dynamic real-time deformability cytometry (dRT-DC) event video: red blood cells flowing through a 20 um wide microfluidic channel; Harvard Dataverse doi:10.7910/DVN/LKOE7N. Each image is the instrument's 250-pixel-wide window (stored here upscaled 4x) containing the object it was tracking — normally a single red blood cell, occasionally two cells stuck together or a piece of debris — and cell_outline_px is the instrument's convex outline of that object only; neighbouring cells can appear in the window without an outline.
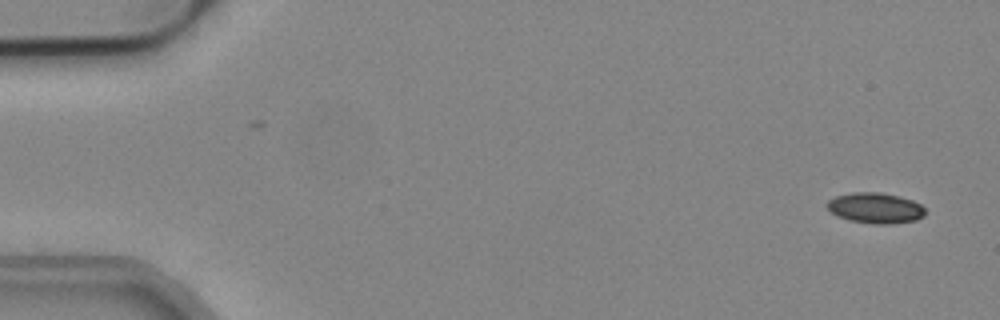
{"species": "common noctule bat (a hibernating species)", "species_latin": "Nyctalus noctula", "temperature_condition": "cold", "stored_images_in_passage": 52, "camera_frame_rate_fps": 3000, "um_per_image_px": 0.085, "animal": {"sex": "male", "body_mass_g": 19.2, "forearm_length_mm": 51.8}, "frame": {"image": 1, "passage_image": 1, "time_ms": 0.0, "image_size_px": [1000, 320], "cell_outline_px": [[924, 216], [916, 220], [888, 224], [876, 224], [852, 220], [836, 216], [828, 212], [824, 204], [828, 200], [836, 196], [852, 192], [880, 192], [900, 196], [912, 200], [920, 204], [924, 208]], "centroid_in_image_um": [74.35, 17.67], "position_along_channel_um": 10.6, "area_um2": 17.63}}
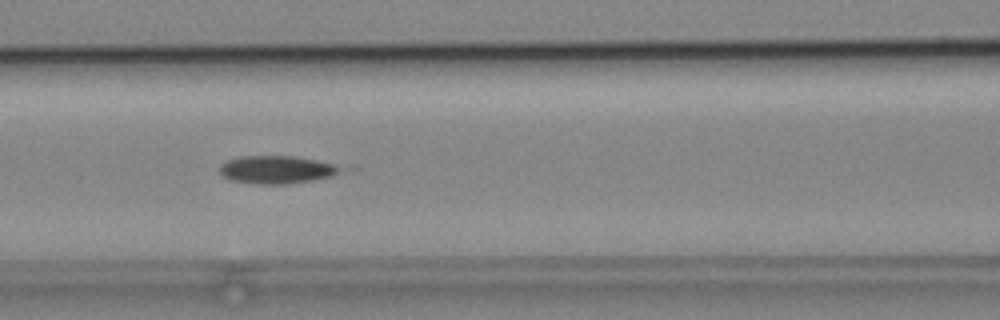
{"frame": {"image": 2, "passage_image": 22, "time_ms": 7.0, "image_size_px": [1000, 320], "cell_outline_px": [[356, 168], [332, 176], [312, 180], [288, 184], [256, 184], [232, 180], [224, 176], [220, 172], [220, 164], [228, 160], [240, 156], [292, 156], [356, 164]], "centroid_in_image_um": [23.86, 14.39], "position_along_channel_um": 142.7, "area_um2": 20.87}}
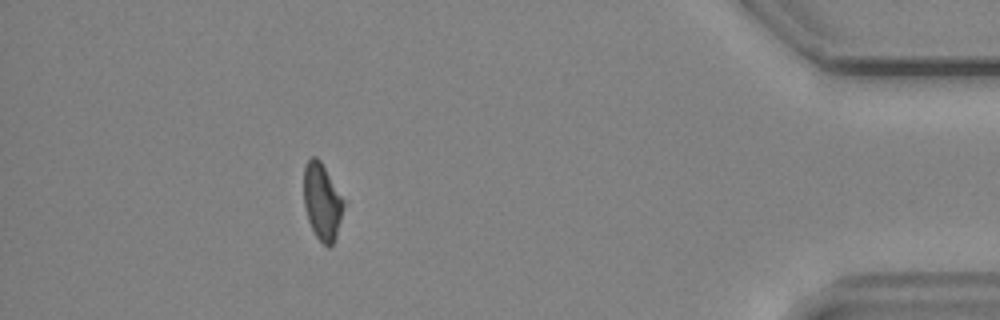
{"frame": {"image": 3, "passage_image": 47, "time_ms": 15.333, "image_size_px": [1000, 320], "cell_outline_px": [[344, 204], [336, 236], [332, 244], [328, 248], [316, 236], [308, 220], [304, 204], [304, 164], [312, 156], [316, 156], [320, 160], [344, 200]], "centroid_in_image_um": [27.36, 17.12], "position_along_channel_um": 407.8, "area_um2": 17.51}}